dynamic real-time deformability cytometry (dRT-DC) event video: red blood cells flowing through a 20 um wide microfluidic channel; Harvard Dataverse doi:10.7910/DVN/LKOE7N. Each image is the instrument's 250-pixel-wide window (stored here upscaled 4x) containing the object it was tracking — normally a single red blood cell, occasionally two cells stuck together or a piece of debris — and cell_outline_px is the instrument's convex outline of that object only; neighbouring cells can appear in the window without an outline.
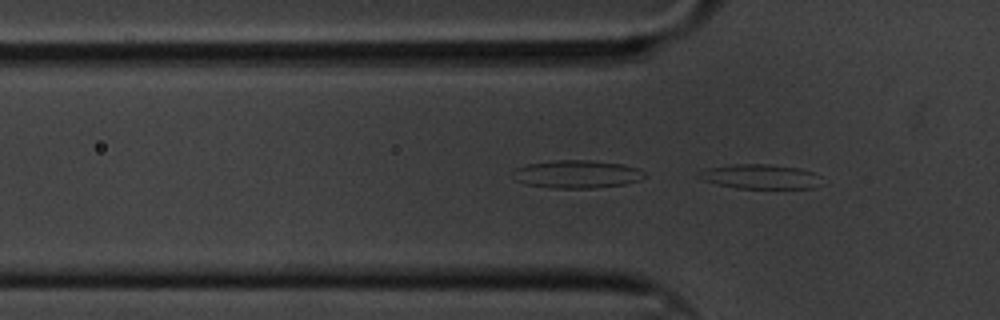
{"species": "common noctule bat (a hibernating species)", "species_latin": "Nyctalus noctula", "temperature_condition": "cold", "stored_images_in_passage": 51, "camera_frame_rate_fps": 3000, "um_per_image_px": 0.085, "animal": {"sex": "male", "body_mass_g": 20.1, "forearm_length_mm": 53.5}, "frame": {"image": 1, "passage_image": 10, "time_ms": 3.0, "image_size_px": [1000, 320], "cell_outline_px": [[820, 176], [812, 188], [736, 188], [716, 184], [704, 180], [696, 176], [704, 168], [736, 164], [768, 164], [800, 168], [812, 172]], "centroid_in_image_um": [64.54, 15.0], "position_along_channel_um": 61.3, "area_um2": 17.28}}
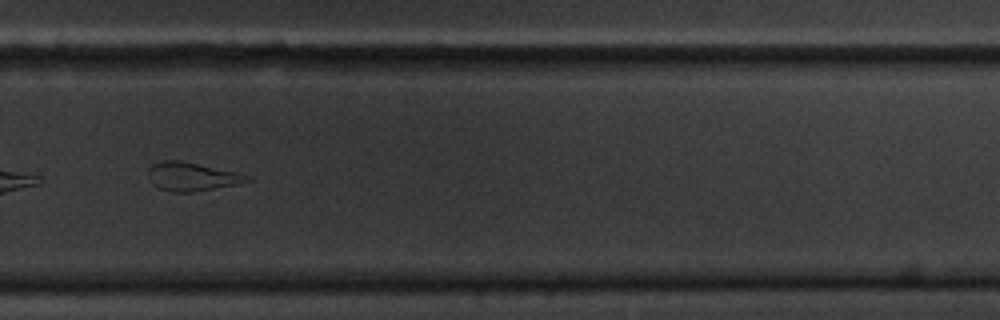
{"frame": {"image": 2, "passage_image": 33, "time_ms": 10.667, "image_size_px": [1000, 320], "cell_outline_px": [[256, 180], [236, 184], [192, 192], [172, 192], [160, 188], [152, 184], [148, 172], [148, 168], [152, 164], [164, 160], [180, 160], [240, 172], [252, 176]], "centroid_in_image_um": [16.37, 15.0], "position_along_channel_um": 313.4, "area_um2": 16.65}}
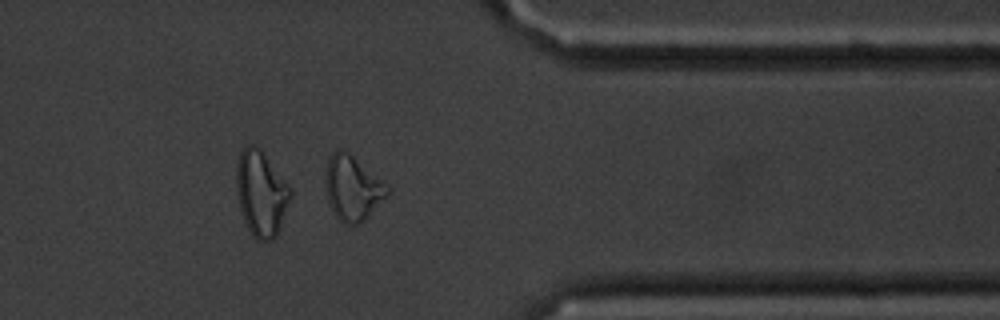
{"frame": {"image": 3, "passage_image": 40, "time_ms": 13.0, "image_size_px": [1000, 320], "cell_outline_px": [[392, 192], [360, 224], [344, 224], [336, 216], [328, 200], [328, 156], [336, 148], [340, 148], [348, 152], [380, 180]], "centroid_in_image_um": [30.0, 16.0], "position_along_channel_um": 381.4, "area_um2": 22.48}, "authors_computed_cell_mechanics": {"area_um2": 17.5134, "velocity_mm_per_s": 3.3156, "shape_relaxation_time_tau1_ms": 6.4774, "shape_relaxation_time_tau2_ms": 3.2979, "deformation_change_tau1": 0.204, "deformation_change_tau2": 0.1299}}